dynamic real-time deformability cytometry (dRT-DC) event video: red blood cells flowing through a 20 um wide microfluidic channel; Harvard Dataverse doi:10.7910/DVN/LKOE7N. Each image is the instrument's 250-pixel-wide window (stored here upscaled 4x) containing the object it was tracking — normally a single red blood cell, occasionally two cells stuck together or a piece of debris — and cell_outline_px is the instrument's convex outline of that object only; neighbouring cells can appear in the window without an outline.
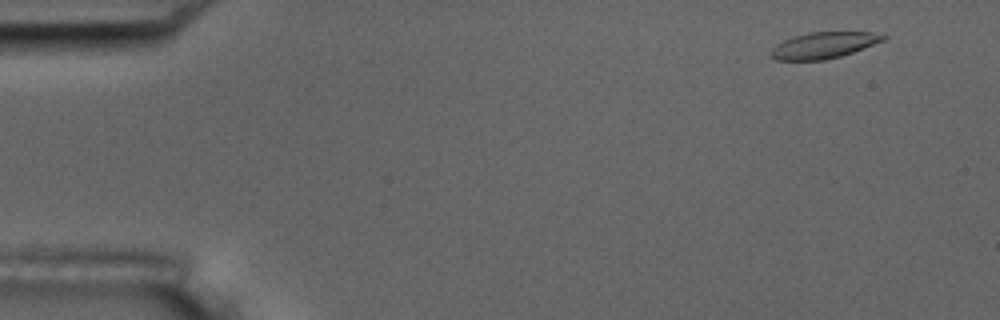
{"species": "common noctule bat (a hibernating species)", "species_latin": "Nyctalus noctula", "temperature_condition": "room temperature", "stored_images_in_passage": 5, "camera_frame_rate_fps": 3000, "um_per_image_px": 0.085, "animal": {"sex": "male", "body_mass_g": 17.5, "forearm_length_mm": 52.3}, "frame": {"image": 1, "passage_image": 1, "time_ms": 0.0, "image_size_px": [1000, 320], "cell_outline_px": [[888, 36], [884, 40], [864, 48], [840, 56], [824, 60], [776, 60], [772, 56], [772, 48], [776, 44], [792, 36], [808, 32], [872, 32]], "centroid_in_image_um": [70.01, 3.84], "position_along_channel_um": 15.0, "area_um2": 17.05}}
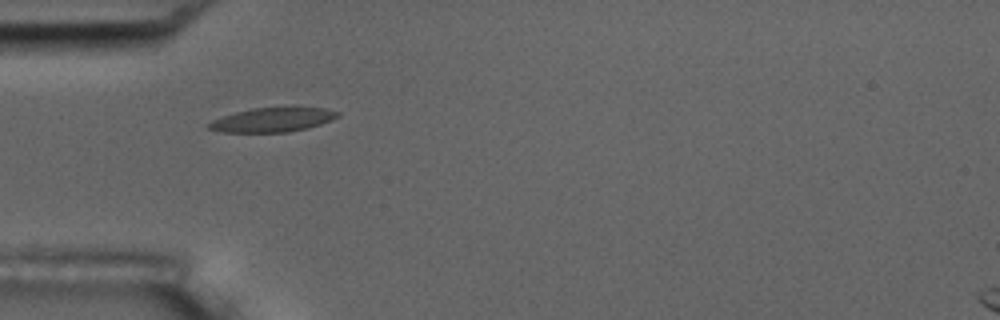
{"frame": {"image": 2, "passage_image": 4, "time_ms": 4.333, "image_size_px": [1000, 320], "cell_outline_px": [[340, 116], [332, 120], [308, 128], [288, 132], [220, 132], [208, 128], [204, 124], [212, 120], [236, 112], [252, 108], [296, 104], [324, 108], [340, 112]], "centroid_in_image_um": [23.23, 10.13], "position_along_channel_um": 61.8, "area_um2": 19.13}}